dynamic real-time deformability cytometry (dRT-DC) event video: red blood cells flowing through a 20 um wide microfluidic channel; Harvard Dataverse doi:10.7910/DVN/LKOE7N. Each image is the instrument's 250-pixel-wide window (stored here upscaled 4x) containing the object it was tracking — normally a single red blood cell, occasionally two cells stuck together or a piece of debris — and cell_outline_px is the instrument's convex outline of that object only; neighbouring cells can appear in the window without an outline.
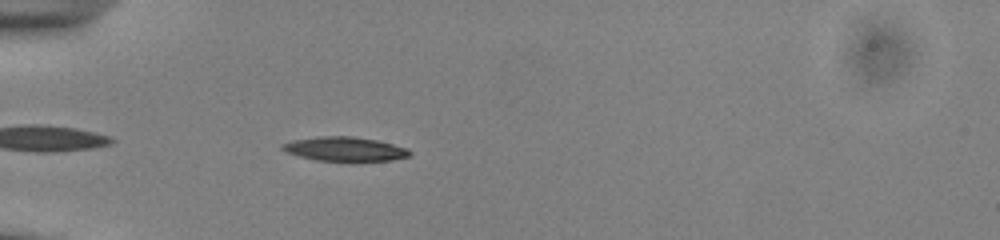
{"species": "common noctule bat (a hibernating species)", "species_latin": "Nyctalus noctula", "temperature_condition": "cold", "stored_images_in_passage": 37, "camera_frame_rate_fps": 3000, "um_per_image_px": 0.085, "animal": {"sex": "male", "body_mass_g": 13.0, "forearm_length_mm": 53.1}, "frame": {"image": 1, "passage_image": 4, "time_ms": 1.0, "image_size_px": [1000, 240], "cell_outline_px": [[412, 152], [408, 156], [392, 160], [352, 164], [316, 160], [300, 156], [288, 152], [280, 148], [280, 144], [292, 140], [320, 136], [352, 136], [376, 140], [408, 148]], "centroid_in_image_um": [29.33, 12.71], "position_along_channel_um": 55.7, "area_um2": 18.73}}
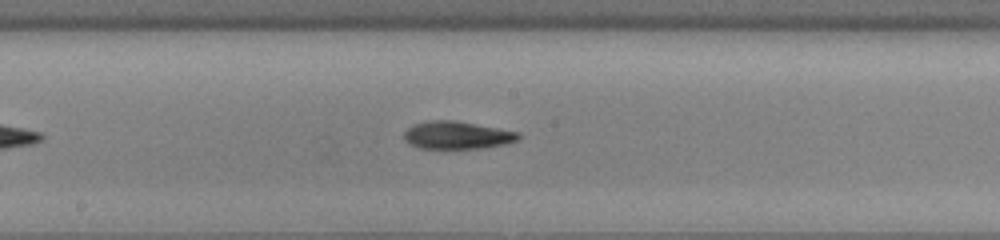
{"frame": {"image": 2, "passage_image": 17, "time_ms": 5.333, "image_size_px": [1000, 240], "cell_outline_px": [[520, 140], [504, 144], [484, 148], [420, 148], [408, 144], [404, 140], [404, 132], [408, 128], [416, 124], [432, 120], [452, 120], [520, 132]], "centroid_in_image_um": [38.86, 11.5], "position_along_channel_um": 209.3, "area_um2": 18.32}}
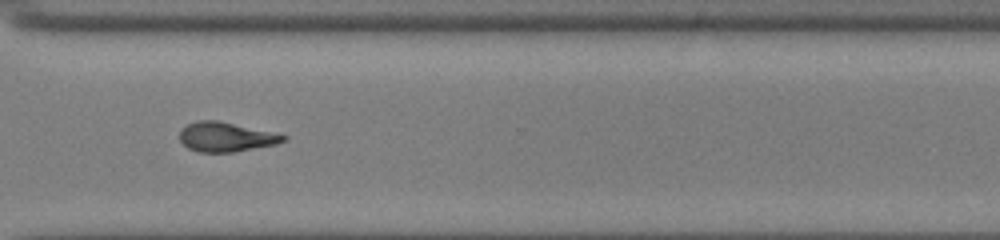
{"frame": {"image": 3, "passage_image": 28, "time_ms": 9.0, "image_size_px": [1000, 240], "cell_outline_px": [[288, 140], [276, 144], [232, 152], [200, 152], [188, 148], [180, 140], [180, 128], [188, 124], [200, 120], [216, 120], [288, 136]], "centroid_in_image_um": [19.18, 11.64], "position_along_channel_um": 351.4, "area_um2": 17.51}, "authors_computed_cell_mechanics": {"area_um2": 18.1492, "velocity_mm_per_s": 3.8842, "shape_relaxation_time_tau1_ms": 5.9989, "shape_relaxation_time_tau2_ms": 4.0212, "deformation_change_tau1": 0.1828, "deformation_change_tau2": 0.1144}}